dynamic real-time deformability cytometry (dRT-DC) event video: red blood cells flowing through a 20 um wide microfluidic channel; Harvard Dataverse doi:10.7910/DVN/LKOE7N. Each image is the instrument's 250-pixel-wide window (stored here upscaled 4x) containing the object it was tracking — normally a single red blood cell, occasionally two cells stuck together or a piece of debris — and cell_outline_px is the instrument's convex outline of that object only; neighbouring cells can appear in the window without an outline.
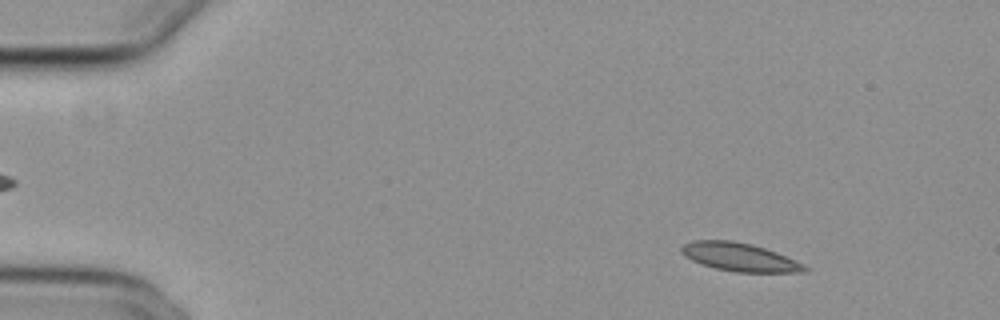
{"species": "common noctule bat (a hibernating species)", "species_latin": "Nyctalus noctula", "temperature_condition": "cold", "stored_images_in_passage": 55, "segment_of_instrument_passage": [1, 2], "camera_frame_rate_fps": 3000, "um_per_image_px": 0.085, "animal": {"sex": "female", "body_mass_g": 29.2, "forearm_length_mm": 56.3}, "frame": {"image": 1, "passage_image": 7, "time_ms": 2.0, "image_size_px": [1000, 320], "cell_outline_px": [[812, 268], [808, 272], [736, 272], [716, 268], [692, 260], [684, 256], [680, 252], [680, 248], [684, 244], [692, 240], [732, 240], [752, 244], [776, 252], [804, 264]], "centroid_in_image_um": [62.89, 21.85], "position_along_channel_um": 22.1, "area_um2": 20.35}}
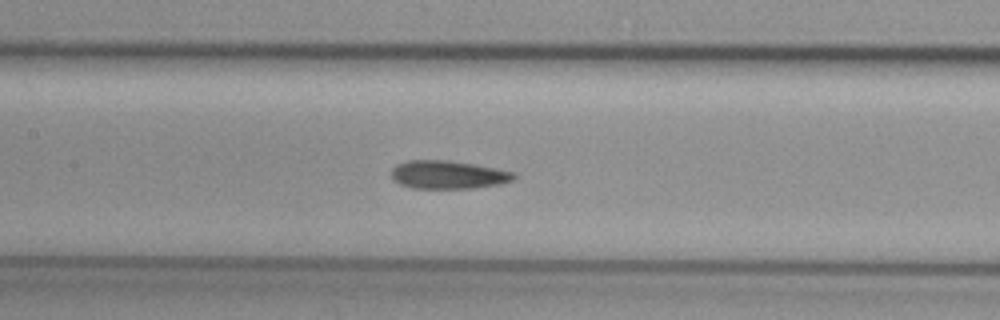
{"frame": {"image": 2, "passage_image": 26, "time_ms": 8.333, "image_size_px": [1000, 320], "cell_outline_px": [[516, 176], [512, 180], [500, 184], [472, 188], [412, 188], [400, 184], [392, 180], [392, 168], [396, 164], [408, 160], [448, 160], [496, 168], [516, 172]], "centroid_in_image_um": [38.07, 14.85], "position_along_channel_um": 169.3, "area_um2": 20.17}}
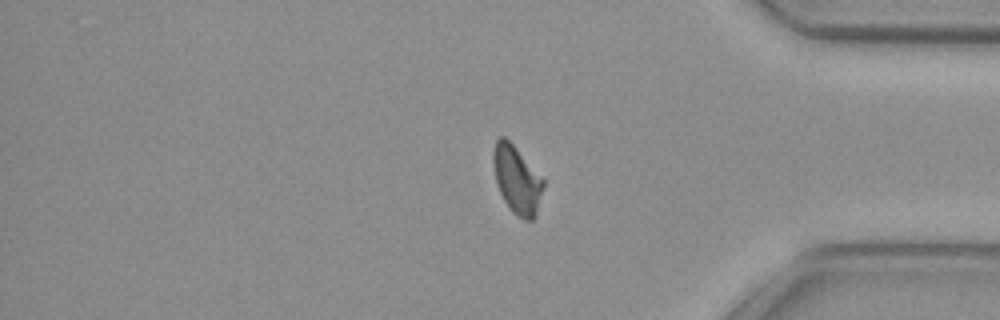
{"frame": {"image": 3, "passage_image": 45, "time_ms": 14.667, "image_size_px": [1000, 320], "cell_outline_px": [[544, 188], [536, 212], [532, 220], [524, 220], [516, 216], [508, 208], [500, 192], [496, 180], [492, 164], [492, 152], [496, 140], [500, 136], [504, 136], [512, 144], [544, 180]], "centroid_in_image_um": [43.91, 15.29], "position_along_channel_um": 391.3, "area_um2": 19.59}}